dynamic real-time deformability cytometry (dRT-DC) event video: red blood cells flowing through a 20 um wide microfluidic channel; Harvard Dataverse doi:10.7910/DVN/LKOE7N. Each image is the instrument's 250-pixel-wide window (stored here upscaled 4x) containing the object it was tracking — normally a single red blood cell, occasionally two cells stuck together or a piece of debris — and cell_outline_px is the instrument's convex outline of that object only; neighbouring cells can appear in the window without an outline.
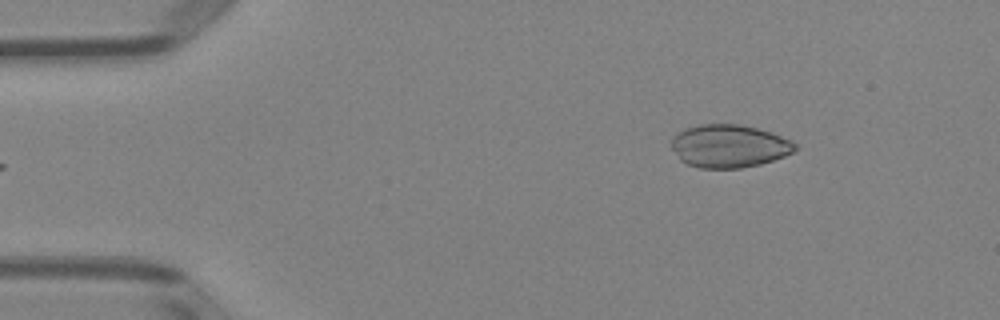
{"species": "Egyptian fruit bat (a non-hibernating species)", "species_latin": "Rousettus aegyptiacus", "temperature_condition": "room temperature", "stored_images_in_passage": 4, "camera_frame_rate_fps": 3000, "um_per_image_px": 0.085, "animal": {"sex": "female"}, "frame": {"image": 1, "passage_image": 4, "time_ms": 3.667, "image_size_px": [1000, 320], "cell_outline_px": [[796, 152], [760, 164], [740, 168], [700, 168], [688, 164], [680, 160], [672, 148], [672, 136], [684, 128], [700, 124], [740, 124], [772, 132], [792, 140], [796, 144]], "centroid_in_image_um": [61.98, 12.41], "position_along_channel_um": 23.0, "area_um2": 31.1}}